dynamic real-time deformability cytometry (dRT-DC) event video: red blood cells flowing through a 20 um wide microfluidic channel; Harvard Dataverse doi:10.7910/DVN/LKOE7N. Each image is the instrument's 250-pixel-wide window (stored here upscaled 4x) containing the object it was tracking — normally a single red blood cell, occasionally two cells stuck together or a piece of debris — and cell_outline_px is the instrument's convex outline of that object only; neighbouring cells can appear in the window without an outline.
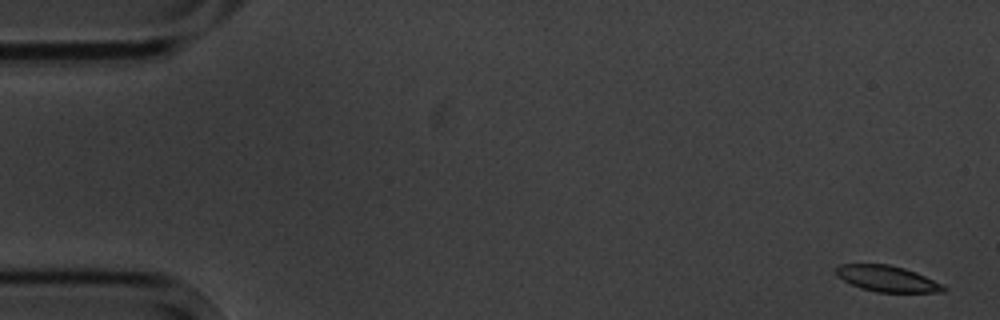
{"species": "common noctule bat (a hibernating species)", "species_latin": "Nyctalus noctula", "temperature_condition": "cold", "stored_images_in_passage": 5, "camera_frame_rate_fps": 3000, "um_per_image_px": 0.085, "animal": {"sex": "male", "body_mass_g": 20.1, "forearm_length_mm": 53.5}, "frame": {"image": 1, "passage_image": 1, "time_ms": 0.0, "image_size_px": [1000, 320], "cell_outline_px": [[948, 288], [944, 292], [876, 292], [860, 288], [836, 276], [836, 268], [840, 264], [888, 264], [904, 268], [916, 272], [944, 284]], "centroid_in_image_um": [75.44, 23.69], "position_along_channel_um": 9.6, "area_um2": 16.36}}
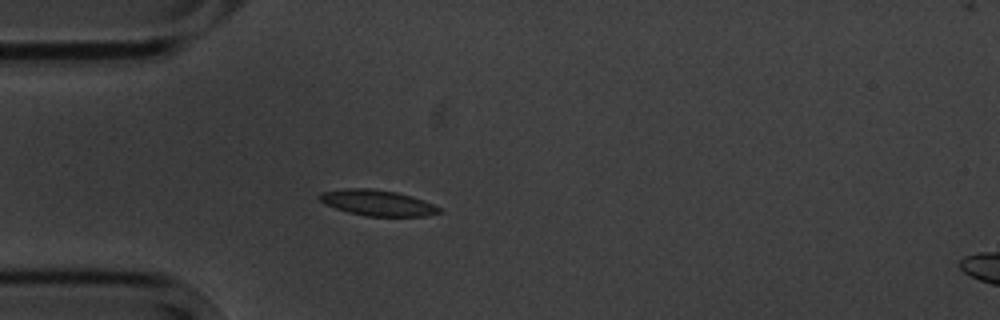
{"frame": {"image": 2, "passage_image": 5, "time_ms": 4.667, "image_size_px": [1000, 320], "cell_outline_px": [[440, 212], [424, 216], [368, 216], [348, 212], [324, 204], [316, 196], [320, 192], [348, 188], [368, 188], [396, 192], [412, 196], [432, 204], [440, 208]], "centroid_in_image_um": [32.02, 17.23], "position_along_channel_um": 53.0, "area_um2": 17.8}}